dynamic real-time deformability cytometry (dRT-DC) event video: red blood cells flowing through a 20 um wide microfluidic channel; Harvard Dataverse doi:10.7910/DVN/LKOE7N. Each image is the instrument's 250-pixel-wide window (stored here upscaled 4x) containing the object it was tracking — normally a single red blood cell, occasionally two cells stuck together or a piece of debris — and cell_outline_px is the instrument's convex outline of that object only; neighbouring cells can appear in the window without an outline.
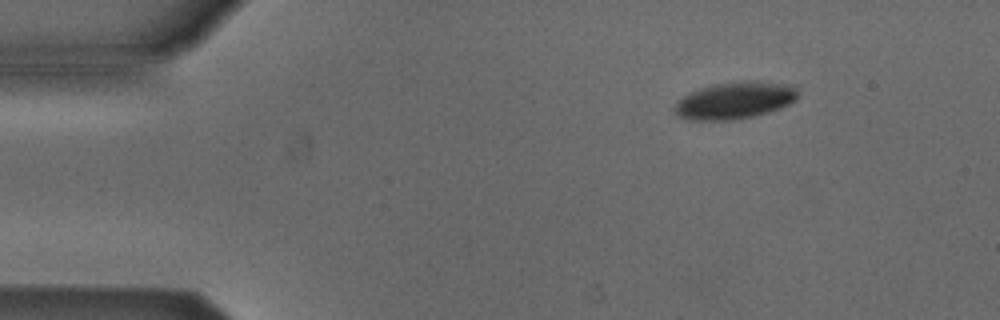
{"species": "Egyptian fruit bat (a non-hibernating species)", "species_latin": "Rousettus aegyptiacus", "temperature_condition": "cold", "stored_images_in_passage": 5, "camera_frame_rate_fps": 3000, "um_per_image_px": 0.085, "animal": {"sex": "male"}, "frame": {"image": 1, "passage_image": 2, "time_ms": 0.333, "image_size_px": [1000, 320], "cell_outline_px": [[796, 100], [780, 108], [768, 112], [752, 116], [732, 120], [688, 120], [680, 116], [676, 112], [676, 100], [688, 92], [712, 84], [796, 84]], "centroid_in_image_um": [62.39, 8.58], "position_along_channel_um": 22.6, "area_um2": 25.49}}
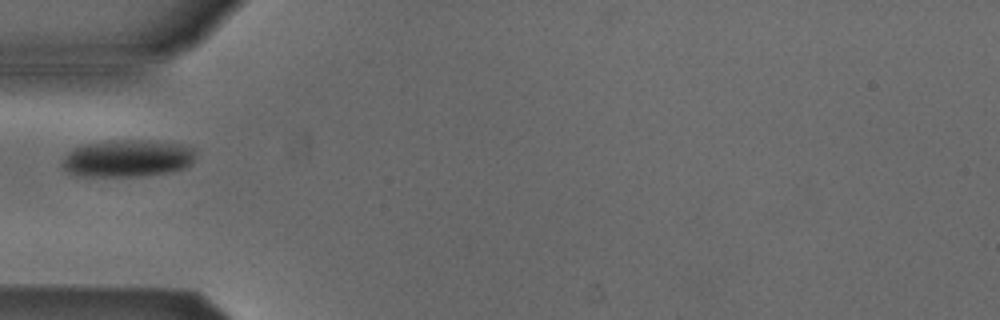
{"frame": {"image": 2, "passage_image": 5, "time_ms": 1.333, "image_size_px": [1000, 320], "cell_outline_px": [[196, 156], [192, 164], [188, 168], [172, 172], [144, 176], [80, 176], [68, 172], [60, 164], [60, 160], [72, 148], [84, 144], [108, 140], [144, 140], [184, 144], [196, 148]], "centroid_in_image_um": [10.87, 13.46], "position_along_channel_um": 74.1, "area_um2": 29.71}}